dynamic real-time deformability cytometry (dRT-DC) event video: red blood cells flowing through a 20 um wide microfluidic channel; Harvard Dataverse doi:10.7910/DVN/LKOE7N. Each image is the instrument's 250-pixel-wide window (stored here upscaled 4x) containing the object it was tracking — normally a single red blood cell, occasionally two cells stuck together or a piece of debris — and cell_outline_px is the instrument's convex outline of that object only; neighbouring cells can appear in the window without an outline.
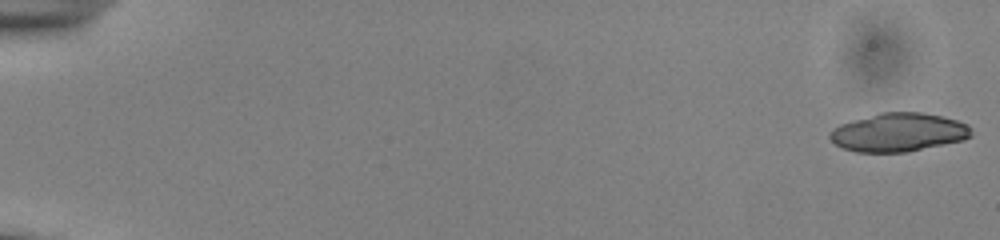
{"species": "common noctule bat (a hibernating species)", "species_latin": "Nyctalus noctula", "temperature_condition": "cold", "stored_images_in_passage": 34, "segment_of_instrument_passage": [1, 2], "camera_frame_rate_fps": 3000, "um_per_image_px": 0.085, "animal": {"sex": "male", "body_mass_g": 13.0, "forearm_length_mm": 53.1}, "frame": {"image": 1, "passage_image": 1, "time_ms": 0.0, "image_size_px": [1000, 240], "cell_outline_px": [[972, 136], [964, 140], [908, 152], [856, 152], [844, 148], [836, 144], [828, 136], [840, 124], [880, 112], [924, 112], [956, 120], [968, 124], [972, 128]], "centroid_in_image_um": [76.43, 11.25], "position_along_channel_um": 8.6, "area_um2": 31.67}}